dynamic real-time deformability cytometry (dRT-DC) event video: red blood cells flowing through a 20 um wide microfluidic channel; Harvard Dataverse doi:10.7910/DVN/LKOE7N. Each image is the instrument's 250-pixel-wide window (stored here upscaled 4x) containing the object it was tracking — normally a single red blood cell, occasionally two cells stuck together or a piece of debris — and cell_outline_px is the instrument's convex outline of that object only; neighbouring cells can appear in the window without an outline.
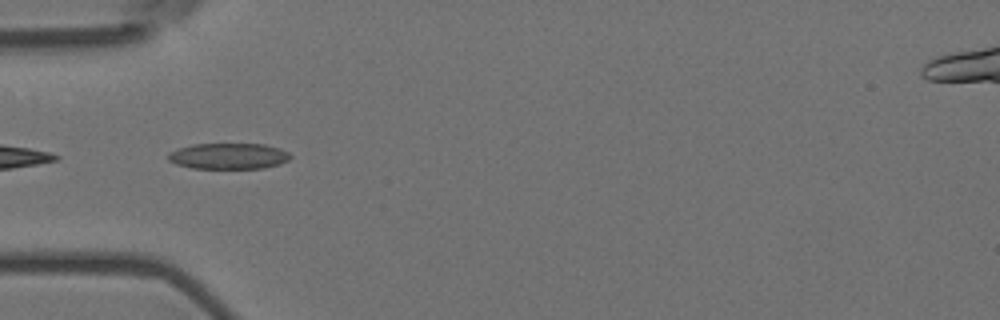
{"species": "Egyptian fruit bat (a non-hibernating species)", "species_latin": "Rousettus aegyptiacus", "temperature_condition": "room temperature", "stored_images_in_passage": 10, "camera_frame_rate_fps": 3000, "um_per_image_px": 0.085, "animal": {"sex": "female"}, "frame": {"image": 1, "passage_image": 1, "time_ms": 0.0, "image_size_px": [1000, 320], "cell_outline_px": [[292, 156], [288, 160], [280, 164], [264, 168], [192, 168], [176, 164], [168, 160], [168, 152], [192, 144], [264, 144], [280, 148], [288, 152]], "centroid_in_image_um": [19.44, 13.26], "position_along_channel_um": 65.6, "area_um2": 18.5}}
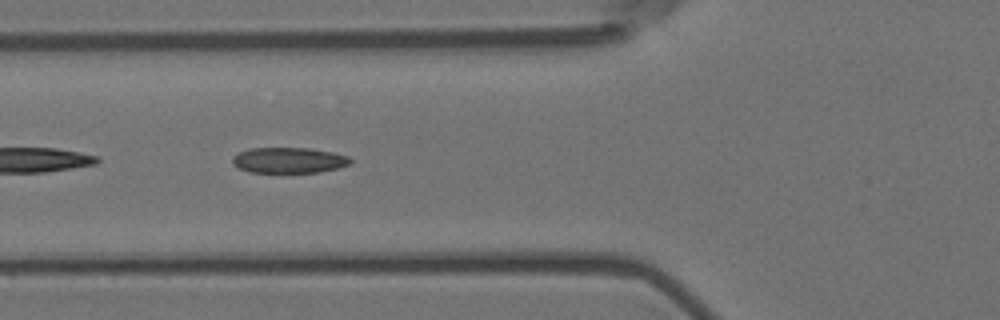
{"frame": {"image": 2, "passage_image": 4, "time_ms": 1.0, "image_size_px": [1000, 320], "cell_outline_px": [[352, 164], [320, 172], [248, 172], [232, 164], [232, 156], [240, 152], [252, 148], [308, 148], [332, 152], [348, 156], [352, 160]], "centroid_in_image_um": [24.56, 13.62], "position_along_channel_um": 101.2, "area_um2": 17.57}}